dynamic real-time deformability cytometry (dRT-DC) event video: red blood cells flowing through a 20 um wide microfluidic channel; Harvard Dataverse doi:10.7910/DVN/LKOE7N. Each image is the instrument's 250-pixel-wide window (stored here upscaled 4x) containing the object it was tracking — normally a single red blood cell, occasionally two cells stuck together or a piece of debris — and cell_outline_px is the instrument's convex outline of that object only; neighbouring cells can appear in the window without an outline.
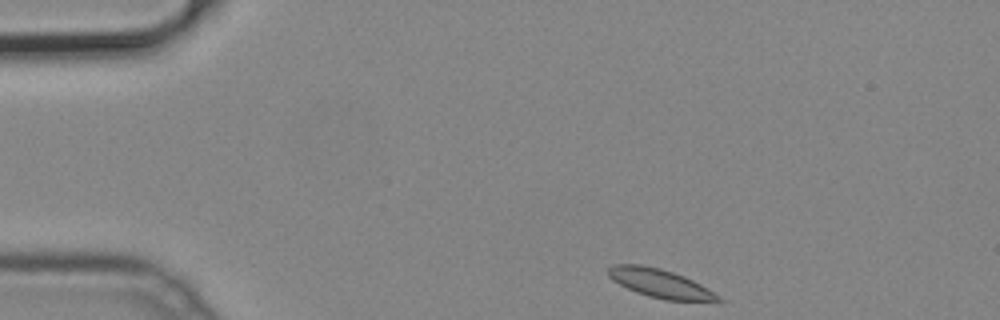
{"species": "common noctule bat (a hibernating species)", "species_latin": "Nyctalus noctula", "temperature_condition": "cold", "stored_images_in_passage": 44, "camera_frame_rate_fps": 3000, "um_per_image_px": 0.085, "animal": {"sex": "male", "body_mass_g": 19.2, "forearm_length_mm": 51.8}, "frame": {"image": 1, "passage_image": 1, "time_ms": 0.0, "image_size_px": [1000, 320], "cell_outline_px": [[724, 300], [720, 304], [664, 300], [648, 296], [636, 292], [612, 280], [608, 276], [608, 268], [612, 264], [640, 264], [660, 268], [684, 276], [708, 288], [720, 296]], "centroid_in_image_um": [56.23, 24.14], "position_along_channel_um": 28.8, "area_um2": 18.96}}
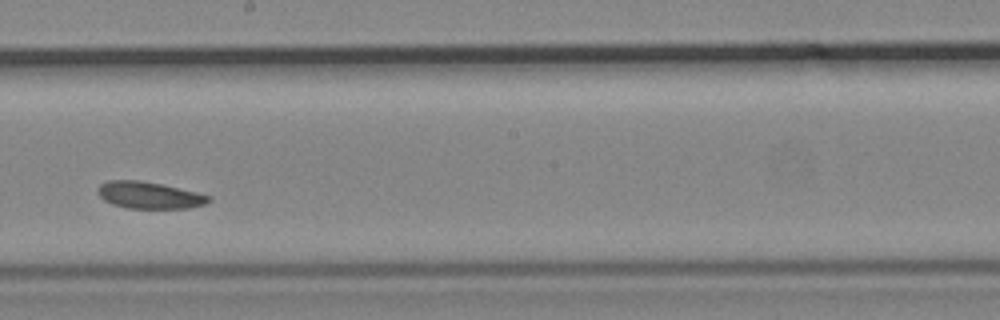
{"frame": {"image": 2, "passage_image": 22, "time_ms": 7.0, "image_size_px": [1000, 320], "cell_outline_px": [[212, 200], [208, 204], [188, 208], [128, 208], [112, 204], [104, 200], [96, 192], [96, 188], [100, 184], [108, 180], [136, 180], [160, 184], [196, 192], [212, 196]], "centroid_in_image_um": [12.69, 16.59], "position_along_channel_um": 235.5, "area_um2": 17.4}}
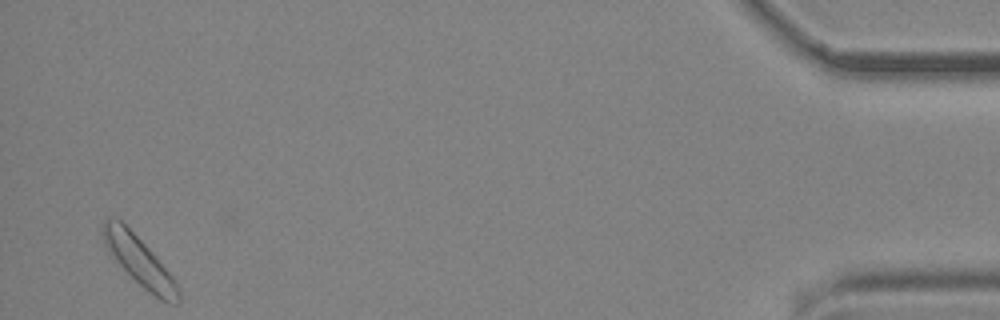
{"frame": {"image": 3, "passage_image": 43, "time_ms": 14.0, "image_size_px": [1000, 320], "cell_outline_px": [[180, 300], [176, 304], [168, 304], [160, 300], [148, 292], [108, 252], [104, 244], [100, 232], [100, 228], [104, 220], [120, 220], [148, 248], [176, 280], [180, 292]], "centroid_in_image_um": [11.85, 22.23], "position_along_channel_um": 423.3, "area_um2": 21.15}}